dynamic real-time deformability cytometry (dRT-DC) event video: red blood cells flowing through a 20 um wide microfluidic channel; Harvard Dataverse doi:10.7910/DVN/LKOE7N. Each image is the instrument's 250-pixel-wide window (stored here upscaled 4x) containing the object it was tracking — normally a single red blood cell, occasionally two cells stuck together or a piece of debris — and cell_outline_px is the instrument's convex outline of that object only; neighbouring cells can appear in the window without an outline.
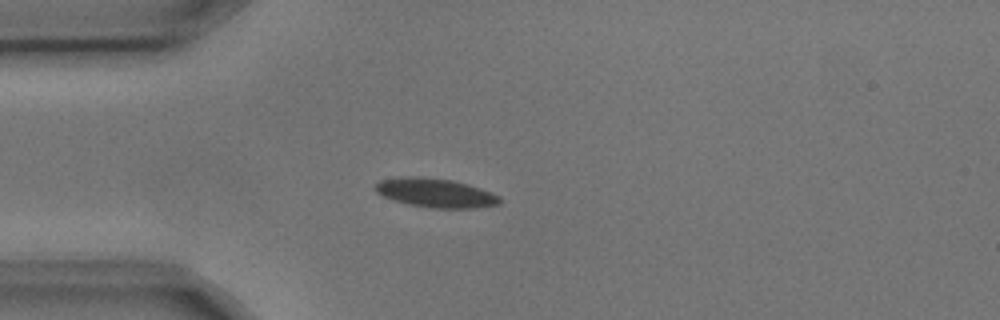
{"species": "common noctule bat (a hibernating species)", "species_latin": "Nyctalus noctula", "temperature_condition": "cold", "stored_images_in_passage": 1, "camera_frame_rate_fps": 3000, "um_per_image_px": 0.085, "animal": {"sex": "male", "body_mass_g": 17.9, "forearm_length_mm": 54.2}, "frame": {"image": 1, "passage_image": 1, "time_ms": 0.0, "image_size_px": [1000, 320], "cell_outline_px": [[500, 204], [476, 208], [432, 208], [408, 204], [384, 196], [376, 192], [372, 188], [380, 180], [408, 176], [420, 176], [452, 180], [468, 184], [480, 188], [500, 196]], "centroid_in_image_um": [37.02, 16.39], "position_along_channel_um": 48.0, "area_um2": 20.98}}